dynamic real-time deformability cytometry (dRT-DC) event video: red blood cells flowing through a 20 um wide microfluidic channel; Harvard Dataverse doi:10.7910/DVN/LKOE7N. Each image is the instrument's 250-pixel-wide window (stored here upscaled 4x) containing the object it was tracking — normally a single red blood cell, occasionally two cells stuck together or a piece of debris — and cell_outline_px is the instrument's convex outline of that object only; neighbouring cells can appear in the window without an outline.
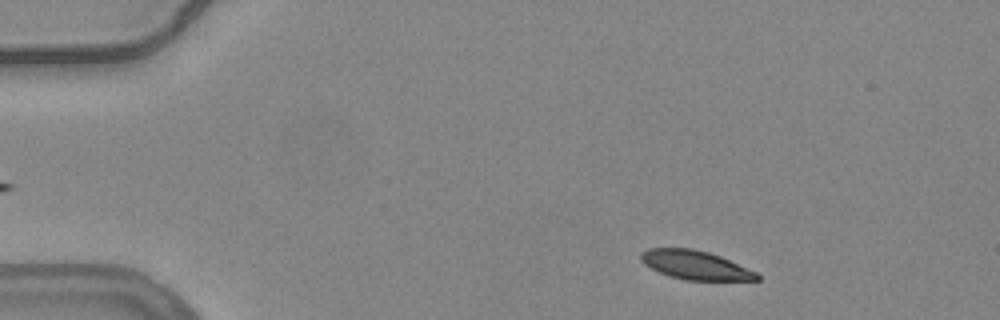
{"species": "common noctule bat (a hibernating species)", "species_latin": "Nyctalus noctula", "temperature_condition": "warm", "stored_images_in_passage": 51, "camera_frame_rate_fps": 3000, "um_per_image_px": 0.085, "animal": {"sex": "female", "body_mass_g": 24.6, "forearm_length_mm": 56.2}, "frame": {"image": 1, "passage_image": 5, "time_ms": 1.333, "image_size_px": [1000, 320], "cell_outline_px": [[760, 280], [688, 280], [668, 276], [644, 264], [640, 260], [640, 252], [648, 248], [692, 248], [708, 252], [720, 256], [756, 272], [760, 276]], "centroid_in_image_um": [59.07, 22.52], "position_along_channel_um": 25.9, "area_um2": 19.42}}
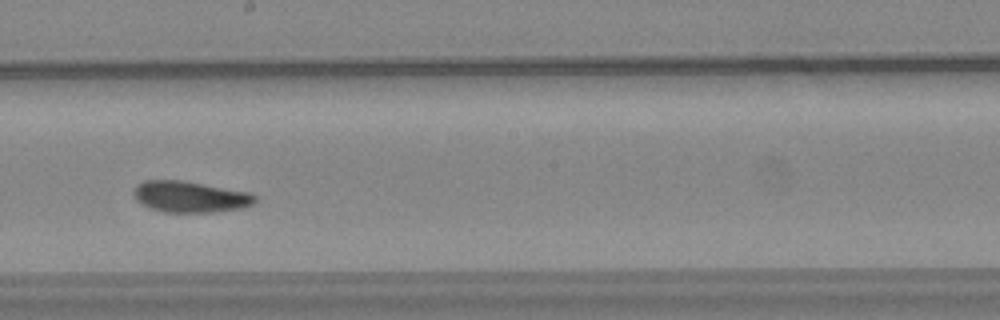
{"frame": {"image": 2, "passage_image": 28, "time_ms": 9.0, "image_size_px": [1000, 320], "cell_outline_px": [[256, 200], [252, 204], [240, 208], [216, 212], [164, 212], [140, 204], [136, 200], [132, 192], [136, 184], [144, 180], [184, 180], [252, 192], [256, 196]], "centroid_in_image_um": [16.15, 16.71], "position_along_channel_um": 232.1, "area_um2": 22.37}}
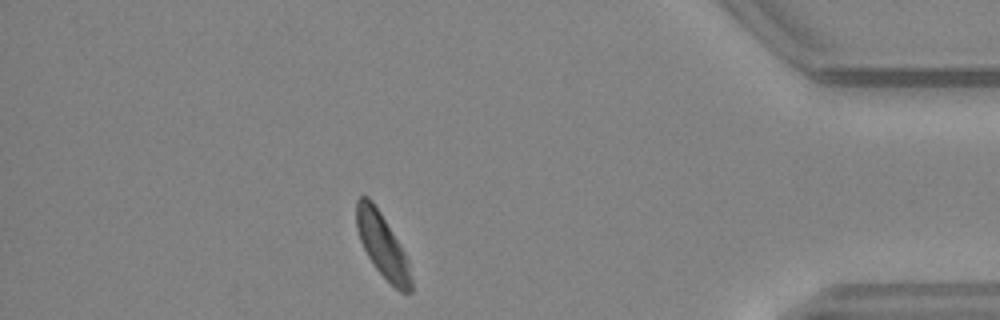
{"frame": {"image": 3, "passage_image": 45, "time_ms": 14.667, "image_size_px": [1000, 320], "cell_outline_px": [[412, 292], [400, 292], [372, 264], [360, 240], [356, 228], [356, 200], [360, 196], [368, 196], [372, 200], [380, 212], [400, 244], [408, 260], [412, 280]], "centroid_in_image_um": [32.5, 20.84], "position_along_channel_um": 402.7, "area_um2": 20.17}, "authors_computed_cell_mechanics": {"area_um2": 21.4438, "velocity_mm_per_s": 3.7468, "shape_relaxation_time_tau1_ms": null, "shape_relaxation_time_tau2_ms": 9.9991, "deformation_change_tau1": null, "deformation_change_tau2": 0.1558}}